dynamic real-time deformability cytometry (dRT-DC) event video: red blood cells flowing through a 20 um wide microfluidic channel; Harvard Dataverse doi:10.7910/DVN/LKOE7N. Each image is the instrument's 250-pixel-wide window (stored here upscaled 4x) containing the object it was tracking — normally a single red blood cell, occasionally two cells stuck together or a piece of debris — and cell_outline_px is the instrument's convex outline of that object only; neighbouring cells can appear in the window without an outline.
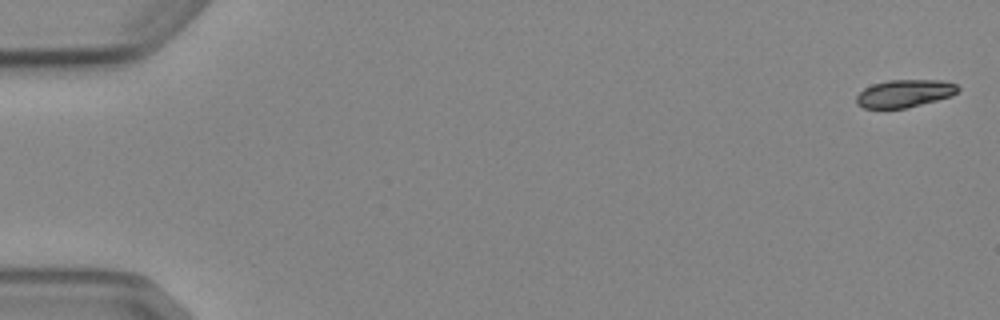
{"species": "Egyptian fruit bat (a non-hibernating species)", "species_latin": "Rousettus aegyptiacus", "temperature_condition": "cold", "stored_images_in_passage": 6, "camera_frame_rate_fps": 3000, "um_per_image_px": 0.085, "animal": {"sex": "female"}, "frame": {"image": 1, "passage_image": 1, "time_ms": 0.0, "image_size_px": [1000, 320], "cell_outline_px": [[960, 88], [952, 96], [904, 108], [864, 108], [856, 104], [856, 96], [864, 88], [872, 84], [888, 80], [944, 80], [956, 84]], "centroid_in_image_um": [76.87, 7.93], "position_along_channel_um": 8.1, "area_um2": 16.3}}
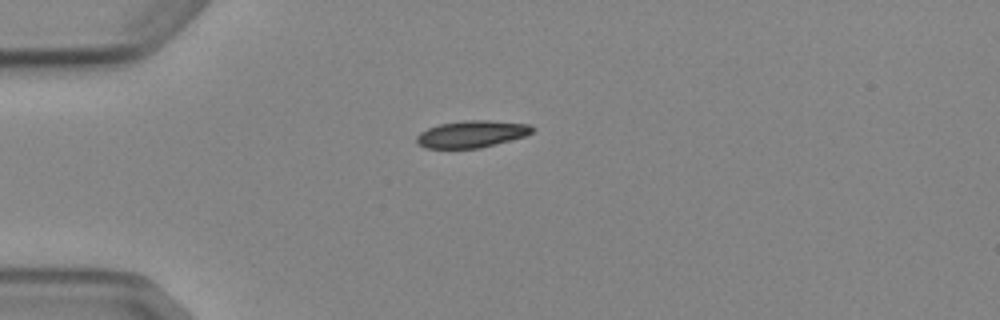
{"frame": {"image": 2, "passage_image": 4, "time_ms": 4.333, "image_size_px": [1000, 320], "cell_outline_px": [[536, 128], [532, 132], [524, 136], [480, 148], [424, 148], [416, 144], [416, 136], [420, 132], [428, 128], [440, 124], [464, 120], [488, 120], [528, 124]], "centroid_in_image_um": [40.06, 11.39], "position_along_channel_um": 44.9, "area_um2": 18.15}}
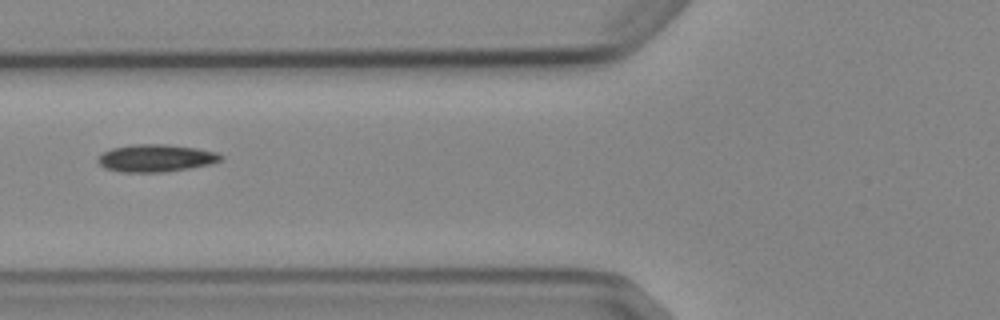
{"frame": {"image": 3, "passage_image": 6, "time_ms": 6.667, "image_size_px": [1000, 320], "cell_outline_px": [[224, 160], [212, 164], [164, 172], [120, 172], [104, 168], [96, 160], [104, 152], [112, 148], [132, 144], [164, 144], [196, 148], [216, 152], [224, 156]], "centroid_in_image_um": [13.27, 13.44], "position_along_channel_um": 112.5, "area_um2": 19.71}}